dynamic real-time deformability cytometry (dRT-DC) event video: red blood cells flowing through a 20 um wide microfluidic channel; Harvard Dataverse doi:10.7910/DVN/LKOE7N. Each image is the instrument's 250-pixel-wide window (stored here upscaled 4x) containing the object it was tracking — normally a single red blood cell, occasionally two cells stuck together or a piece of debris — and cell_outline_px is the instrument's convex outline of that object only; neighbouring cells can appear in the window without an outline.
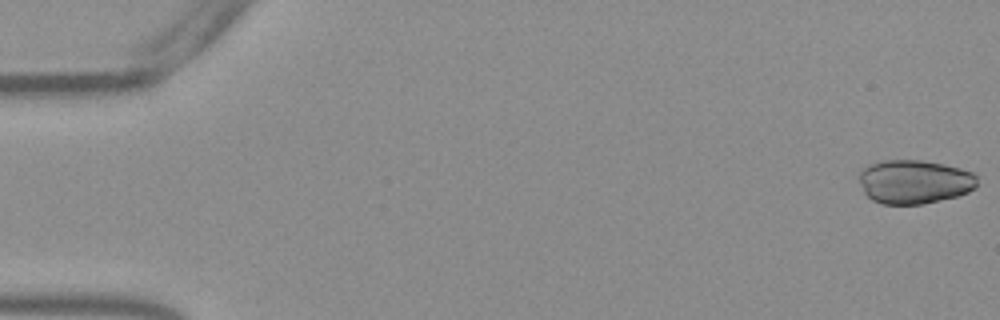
{"species": "Egyptian fruit bat (a non-hibernating species)", "species_latin": "Rousettus aegyptiacus", "temperature_condition": "warm", "stored_images_in_passage": 53, "camera_frame_rate_fps": 3000, "um_per_image_px": 0.085, "frame": {"image": 1, "passage_image": 1, "time_ms": 0.0, "image_size_px": [1000, 320], "cell_outline_px": [[976, 188], [968, 192], [956, 196], [924, 204], [880, 204], [872, 200], [864, 192], [860, 180], [860, 172], [868, 164], [880, 160], [920, 160], [960, 168], [972, 172], [976, 176]], "centroid_in_image_um": [77.71, 15.45], "position_along_channel_um": 7.3, "area_um2": 30.11}}
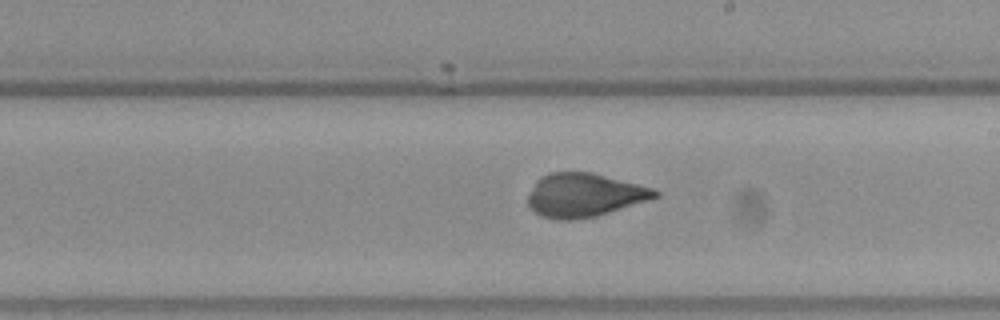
{"frame": {"image": 2, "passage_image": 31, "time_ms": 10.0, "image_size_px": [1000, 320], "cell_outline_px": [[660, 196], [648, 200], [596, 216], [572, 220], [556, 220], [540, 216], [528, 204], [528, 196], [536, 180], [540, 176], [548, 172], [592, 172], [652, 188], [660, 192]], "centroid_in_image_um": [49.64, 16.58], "position_along_channel_um": 239.4, "area_um2": 32.19}}
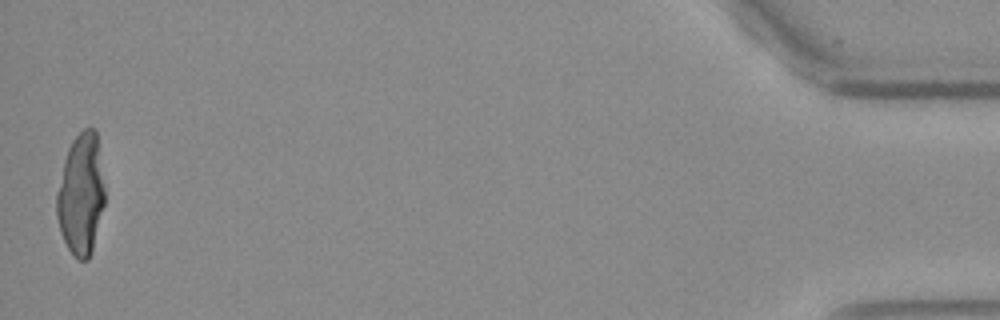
{"frame": {"image": 3, "passage_image": 53, "time_ms": 17.333, "image_size_px": [1000, 320], "cell_outline_px": [[104, 204], [92, 252], [88, 260], [80, 260], [68, 248], [60, 232], [56, 216], [56, 192], [64, 160], [68, 148], [72, 140], [84, 128], [96, 128], [104, 188]], "centroid_in_image_um": [6.87, 16.51], "position_along_channel_um": 428.3, "area_um2": 33.93}}